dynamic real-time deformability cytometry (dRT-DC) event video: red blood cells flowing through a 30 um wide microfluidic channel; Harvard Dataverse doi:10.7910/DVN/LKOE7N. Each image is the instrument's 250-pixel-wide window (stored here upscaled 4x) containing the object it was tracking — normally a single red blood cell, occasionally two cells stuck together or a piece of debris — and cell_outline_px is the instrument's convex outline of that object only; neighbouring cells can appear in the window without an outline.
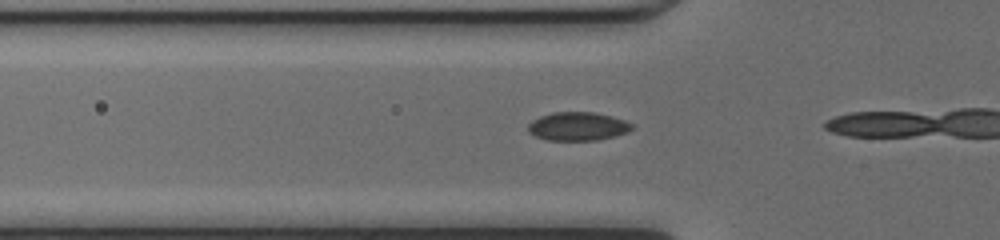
{"species": "common noctule bat (a hibernating species)", "species_latin": "Nyctalus noctula", "temperature_condition": "cold", "stored_images_in_passage": 14, "camera_frame_rate_fps": 3000, "um_per_image_px": 0.085, "animal": {"sex": "female", "body_mass_g": 17.0, "forearm_length_mm": 48.0}, "frame": {"image": 1, "passage_image": 12, "time_ms": 3.667, "image_size_px": [1000, 240], "cell_outline_px": [[632, 128], [628, 132], [616, 136], [596, 140], [548, 140], [536, 136], [528, 132], [528, 124], [532, 120], [540, 116], [552, 112], [596, 112], [612, 116], [624, 120], [632, 124]], "centroid_in_image_um": [49.11, 10.73], "position_along_channel_um": 76.7, "area_um2": 17.28}}